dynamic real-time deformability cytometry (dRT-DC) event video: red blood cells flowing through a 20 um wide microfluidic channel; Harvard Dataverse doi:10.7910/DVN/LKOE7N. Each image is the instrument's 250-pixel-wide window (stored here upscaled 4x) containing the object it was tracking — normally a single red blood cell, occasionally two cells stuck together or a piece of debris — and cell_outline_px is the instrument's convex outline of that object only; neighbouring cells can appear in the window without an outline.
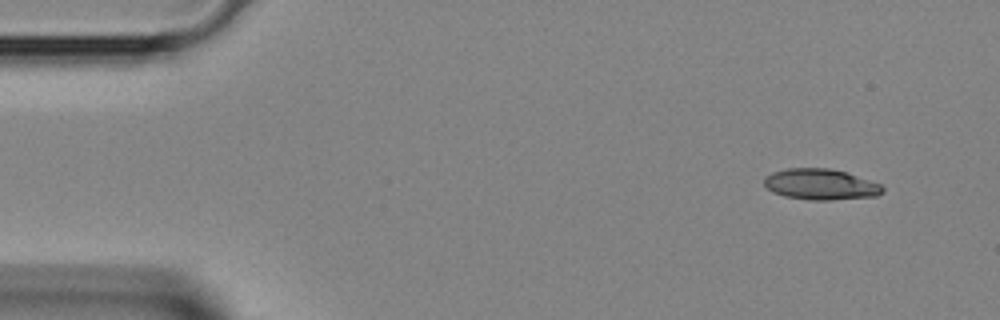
{"species": "Egyptian fruit bat (a non-hibernating species)", "species_latin": "Rousettus aegyptiacus", "temperature_condition": "room temperature", "stored_images_in_passage": 3, "camera_frame_rate_fps": 3000, "um_per_image_px": 0.085, "animal": {"sex": "female"}, "frame": {"image": 1, "passage_image": 1, "time_ms": 0.0, "image_size_px": [1000, 320], "cell_outline_px": [[884, 192], [876, 196], [832, 200], [808, 200], [784, 196], [772, 192], [764, 184], [764, 176], [772, 172], [788, 168], [828, 168], [844, 172], [880, 184], [884, 188]], "centroid_in_image_um": [69.72, 15.68], "position_along_channel_um": 15.3, "area_um2": 21.27}}
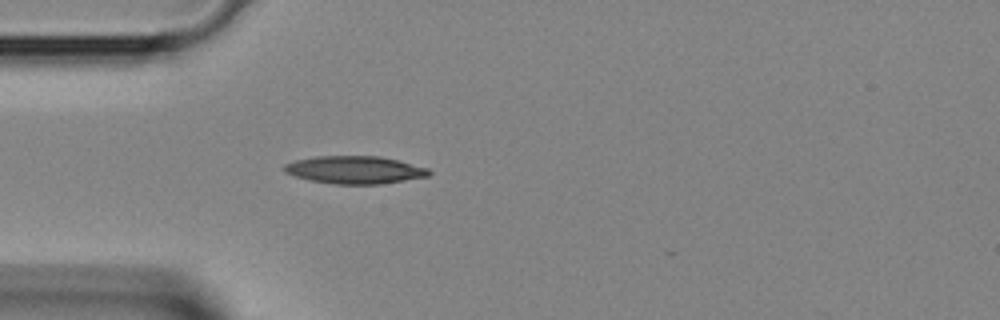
{"frame": {"image": 2, "passage_image": 3, "time_ms": 0.667, "image_size_px": [1000, 320], "cell_outline_px": [[432, 172], [428, 176], [380, 184], [336, 184], [312, 180], [296, 176], [284, 172], [284, 164], [296, 160], [316, 156], [380, 156], [428, 168]], "centroid_in_image_um": [30.15, 14.43], "position_along_channel_um": 54.8, "area_um2": 23.06}}